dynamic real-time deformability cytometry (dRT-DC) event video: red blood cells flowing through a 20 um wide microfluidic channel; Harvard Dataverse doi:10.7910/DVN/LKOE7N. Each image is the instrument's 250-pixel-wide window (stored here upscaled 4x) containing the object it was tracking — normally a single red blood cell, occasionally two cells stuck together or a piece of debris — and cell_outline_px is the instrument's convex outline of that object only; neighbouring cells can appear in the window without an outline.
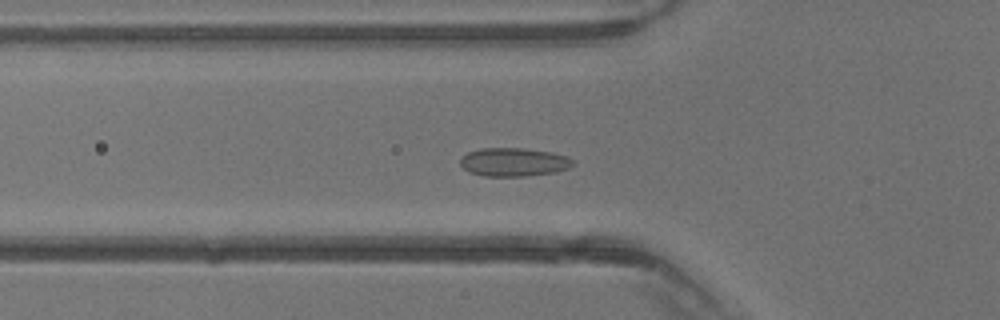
{"species": "common noctule bat (a hibernating species)", "species_latin": "Nyctalus noctula", "temperature_condition": "warm", "stored_images_in_passage": 29, "camera_frame_rate_fps": 3000, "um_per_image_px": 0.085, "animal": {"sex": "male", "body_mass_g": 13.3}, "frame": {"image": 1, "passage_image": 3, "time_ms": 0.667, "image_size_px": [1000, 320], "cell_outline_px": [[572, 164], [568, 168], [556, 172], [524, 176], [484, 176], [468, 172], [460, 164], [460, 160], [468, 152], [484, 148], [524, 148], [552, 152], [568, 156], [572, 160]], "centroid_in_image_um": [43.67, 13.78], "position_along_channel_um": 82.1, "area_um2": 18.61}}
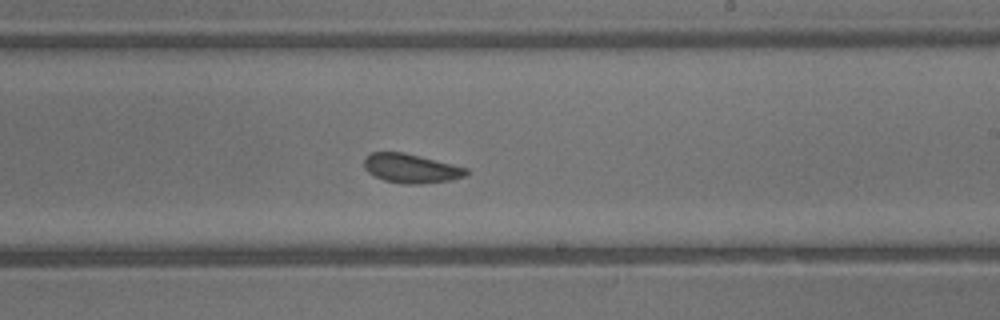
{"frame": {"image": 2, "passage_image": 13, "time_ms": 4.0, "image_size_px": [1000, 320], "cell_outline_px": [[468, 176], [452, 180], [420, 184], [404, 184], [384, 180], [368, 172], [364, 168], [364, 156], [372, 152], [404, 152], [468, 168]], "centroid_in_image_um": [34.95, 14.31], "position_along_channel_um": 254.1, "area_um2": 17.46}}
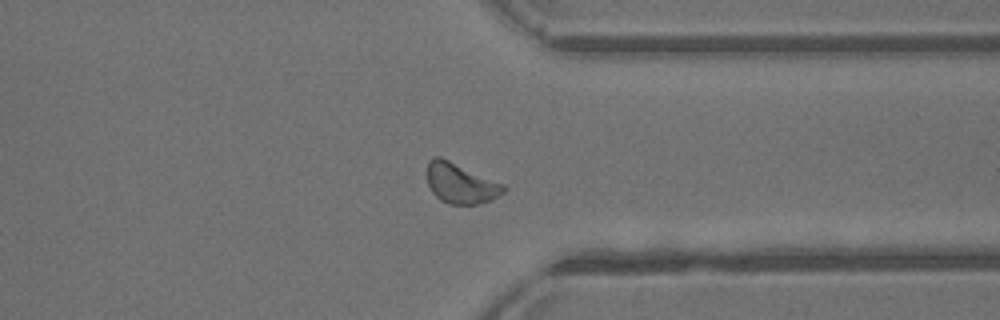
{"frame": {"image": 3, "passage_image": 20, "time_ms": 6.333, "image_size_px": [1000, 320], "cell_outline_px": [[508, 188], [504, 192], [488, 200], [476, 204], [448, 204], [440, 200], [432, 192], [428, 184], [428, 160], [432, 156], [440, 156], [504, 184]], "centroid_in_image_um": [39.13, 15.57], "position_along_channel_um": 372.3, "area_um2": 17.8}}